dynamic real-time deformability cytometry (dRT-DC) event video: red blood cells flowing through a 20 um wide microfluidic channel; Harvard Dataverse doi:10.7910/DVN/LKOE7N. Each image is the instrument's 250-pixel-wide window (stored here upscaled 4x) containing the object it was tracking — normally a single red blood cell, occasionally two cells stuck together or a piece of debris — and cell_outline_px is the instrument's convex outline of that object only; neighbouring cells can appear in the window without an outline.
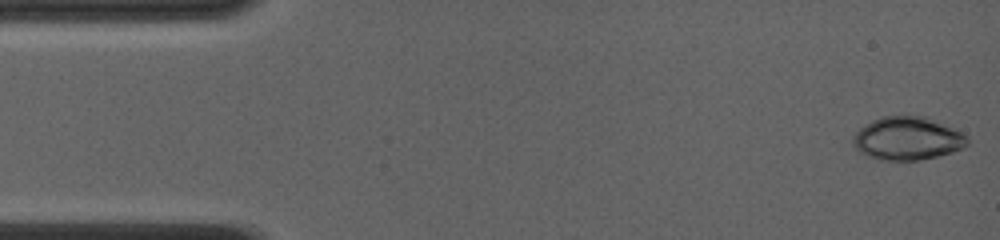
{"species": "common noctule bat (a hibernating species)", "species_latin": "Nyctalus noctula", "temperature_condition": "room temperature", "stored_images_in_passage": 45, "camera_frame_rate_fps": 4000, "um_per_image_px": 0.085, "animal": {"sex": "female", "body_mass_g": 19.0, "forearm_length_mm": 56.7}, "frame": {"image": 1, "passage_image": 1, "time_ms": 0.0, "image_size_px": [1000, 240], "cell_outline_px": [[968, 144], [952, 152], [920, 160], [880, 160], [868, 156], [860, 152], [852, 144], [852, 136], [860, 128], [872, 120], [884, 116], [928, 116], [968, 136]], "centroid_in_image_um": [77.11, 11.77], "position_along_channel_um": 7.9, "area_um2": 28.67}}
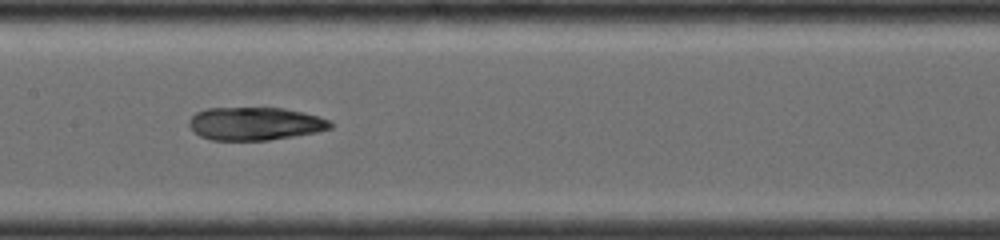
{"frame": {"image": 2, "passage_image": 24, "time_ms": 7.25, "image_size_px": [1000, 240], "cell_outline_px": [[332, 128], [316, 132], [268, 140], [212, 140], [200, 136], [188, 124], [188, 120], [196, 112], [208, 108], [284, 108], [304, 112], [320, 116], [332, 120]], "centroid_in_image_um": [21.71, 10.5], "position_along_channel_um": 185.7, "area_um2": 27.22}}
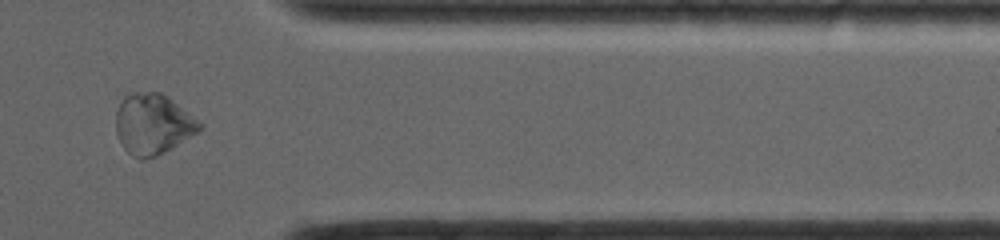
{"frame": {"image": 3, "passage_image": 40, "time_ms": 12.5, "image_size_px": [1000, 240], "cell_outline_px": [[204, 128], [200, 132], [164, 152], [156, 156], [144, 160], [140, 160], [132, 156], [120, 144], [116, 136], [116, 112], [124, 96], [128, 92], [160, 92], [168, 96], [204, 124]], "centroid_in_image_um": [13.01, 10.56], "position_along_channel_um": 398.4, "area_um2": 30.06}, "authors_computed_cell_mechanics": {"area_um2": 28.033, "velocity_mm_per_s": 4.1319, "shape_relaxation_time_tau1_ms": null, "shape_relaxation_time_tau2_ms": 3.0133, "deformation_change_tau1": null, "deformation_change_tau2": 0.0848}}